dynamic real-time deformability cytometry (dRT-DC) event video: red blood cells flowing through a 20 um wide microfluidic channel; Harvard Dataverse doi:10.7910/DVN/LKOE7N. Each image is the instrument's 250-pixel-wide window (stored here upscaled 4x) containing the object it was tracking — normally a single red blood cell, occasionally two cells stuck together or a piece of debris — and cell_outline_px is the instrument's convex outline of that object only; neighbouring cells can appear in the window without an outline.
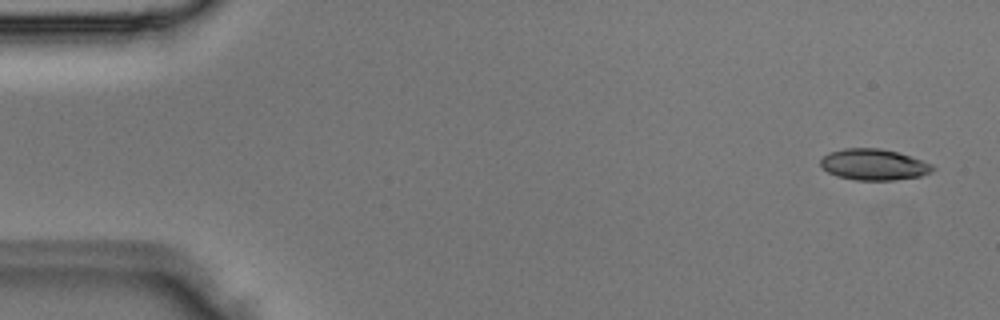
{"species": "Egyptian fruit bat (a non-hibernating species)", "species_latin": "Rousettus aegyptiacus", "temperature_condition": "room temperature", "stored_images_in_passage": 3, "camera_frame_rate_fps": 3000, "um_per_image_px": 0.085, "animal": {"sex": "male"}, "frame": {"image": 1, "passage_image": 1, "time_ms": 0.0, "image_size_px": [1000, 320], "cell_outline_px": [[936, 168], [932, 172], [920, 176], [896, 180], [856, 180], [836, 176], [828, 172], [820, 164], [820, 160], [828, 152], [844, 148], [880, 148], [912, 156], [932, 164]], "centroid_in_image_um": [74.29, 13.99], "position_along_channel_um": 10.7, "area_um2": 20.46}}